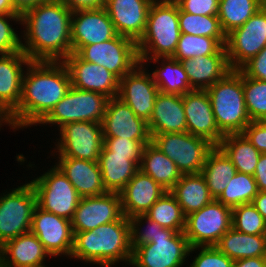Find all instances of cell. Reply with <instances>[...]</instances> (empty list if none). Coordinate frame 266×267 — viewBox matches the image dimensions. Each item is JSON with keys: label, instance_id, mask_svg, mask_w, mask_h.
I'll return each mask as SVG.
<instances>
[{"label": "cell", "instance_id": "1", "mask_svg": "<svg viewBox=\"0 0 266 267\" xmlns=\"http://www.w3.org/2000/svg\"><path fill=\"white\" fill-rule=\"evenodd\" d=\"M25 70L20 102L8 118L14 131L37 125L71 87L63 61H30Z\"/></svg>", "mask_w": 266, "mask_h": 267}, {"label": "cell", "instance_id": "2", "mask_svg": "<svg viewBox=\"0 0 266 267\" xmlns=\"http://www.w3.org/2000/svg\"><path fill=\"white\" fill-rule=\"evenodd\" d=\"M71 16L72 11L60 0L25 11L21 15L23 53L31 61H63L72 53Z\"/></svg>", "mask_w": 266, "mask_h": 267}, {"label": "cell", "instance_id": "3", "mask_svg": "<svg viewBox=\"0 0 266 267\" xmlns=\"http://www.w3.org/2000/svg\"><path fill=\"white\" fill-rule=\"evenodd\" d=\"M73 249L69 259L112 267L132 258L130 222L124 215L117 221L84 232H73Z\"/></svg>", "mask_w": 266, "mask_h": 267}, {"label": "cell", "instance_id": "4", "mask_svg": "<svg viewBox=\"0 0 266 267\" xmlns=\"http://www.w3.org/2000/svg\"><path fill=\"white\" fill-rule=\"evenodd\" d=\"M180 35L177 3L174 0H154L148 11L145 33L137 43L140 63L148 66L150 59L172 57Z\"/></svg>", "mask_w": 266, "mask_h": 267}, {"label": "cell", "instance_id": "5", "mask_svg": "<svg viewBox=\"0 0 266 267\" xmlns=\"http://www.w3.org/2000/svg\"><path fill=\"white\" fill-rule=\"evenodd\" d=\"M206 91L219 131L224 136L242 133L251 122L244 99L243 73L231 70Z\"/></svg>", "mask_w": 266, "mask_h": 267}, {"label": "cell", "instance_id": "6", "mask_svg": "<svg viewBox=\"0 0 266 267\" xmlns=\"http://www.w3.org/2000/svg\"><path fill=\"white\" fill-rule=\"evenodd\" d=\"M108 99L101 93L71 86L66 95L37 125H57L59 129L64 124L78 121L101 123Z\"/></svg>", "mask_w": 266, "mask_h": 267}, {"label": "cell", "instance_id": "7", "mask_svg": "<svg viewBox=\"0 0 266 267\" xmlns=\"http://www.w3.org/2000/svg\"><path fill=\"white\" fill-rule=\"evenodd\" d=\"M0 247L31 229L37 195L29 182L0 194Z\"/></svg>", "mask_w": 266, "mask_h": 267}, {"label": "cell", "instance_id": "8", "mask_svg": "<svg viewBox=\"0 0 266 267\" xmlns=\"http://www.w3.org/2000/svg\"><path fill=\"white\" fill-rule=\"evenodd\" d=\"M37 205L59 217L71 220L82 198L62 170L55 164L43 175L33 178Z\"/></svg>", "mask_w": 266, "mask_h": 267}, {"label": "cell", "instance_id": "9", "mask_svg": "<svg viewBox=\"0 0 266 267\" xmlns=\"http://www.w3.org/2000/svg\"><path fill=\"white\" fill-rule=\"evenodd\" d=\"M190 245L183 232L163 228V234L132 248V267H182L189 256Z\"/></svg>", "mask_w": 266, "mask_h": 267}, {"label": "cell", "instance_id": "10", "mask_svg": "<svg viewBox=\"0 0 266 267\" xmlns=\"http://www.w3.org/2000/svg\"><path fill=\"white\" fill-rule=\"evenodd\" d=\"M151 143L169 157L181 174L201 173L209 151L214 147L207 139L183 133H161Z\"/></svg>", "mask_w": 266, "mask_h": 267}, {"label": "cell", "instance_id": "11", "mask_svg": "<svg viewBox=\"0 0 266 267\" xmlns=\"http://www.w3.org/2000/svg\"><path fill=\"white\" fill-rule=\"evenodd\" d=\"M76 54L86 62L103 66L119 80L140 63L137 43L121 35L99 44L82 46Z\"/></svg>", "mask_w": 266, "mask_h": 267}, {"label": "cell", "instance_id": "12", "mask_svg": "<svg viewBox=\"0 0 266 267\" xmlns=\"http://www.w3.org/2000/svg\"><path fill=\"white\" fill-rule=\"evenodd\" d=\"M58 130L60 139L56 138L53 156L98 161L104 144L101 123L78 121L64 124Z\"/></svg>", "mask_w": 266, "mask_h": 267}, {"label": "cell", "instance_id": "13", "mask_svg": "<svg viewBox=\"0 0 266 267\" xmlns=\"http://www.w3.org/2000/svg\"><path fill=\"white\" fill-rule=\"evenodd\" d=\"M232 227V209L214 199L186 216L185 236L190 247L215 246Z\"/></svg>", "mask_w": 266, "mask_h": 267}, {"label": "cell", "instance_id": "14", "mask_svg": "<svg viewBox=\"0 0 266 267\" xmlns=\"http://www.w3.org/2000/svg\"><path fill=\"white\" fill-rule=\"evenodd\" d=\"M266 46V12L259 10L241 27L226 35L225 49L231 70H239Z\"/></svg>", "mask_w": 266, "mask_h": 267}, {"label": "cell", "instance_id": "15", "mask_svg": "<svg viewBox=\"0 0 266 267\" xmlns=\"http://www.w3.org/2000/svg\"><path fill=\"white\" fill-rule=\"evenodd\" d=\"M30 231L34 233L51 256H66L69 258L73 249L74 234L71 220L36 206Z\"/></svg>", "mask_w": 266, "mask_h": 267}, {"label": "cell", "instance_id": "16", "mask_svg": "<svg viewBox=\"0 0 266 267\" xmlns=\"http://www.w3.org/2000/svg\"><path fill=\"white\" fill-rule=\"evenodd\" d=\"M144 64L139 63L131 72L119 80L118 98L134 113L149 121L159 89L153 76Z\"/></svg>", "mask_w": 266, "mask_h": 267}, {"label": "cell", "instance_id": "17", "mask_svg": "<svg viewBox=\"0 0 266 267\" xmlns=\"http://www.w3.org/2000/svg\"><path fill=\"white\" fill-rule=\"evenodd\" d=\"M123 216L121 197L117 192L82 197L71 219L73 232H84L119 220Z\"/></svg>", "mask_w": 266, "mask_h": 267}, {"label": "cell", "instance_id": "18", "mask_svg": "<svg viewBox=\"0 0 266 267\" xmlns=\"http://www.w3.org/2000/svg\"><path fill=\"white\" fill-rule=\"evenodd\" d=\"M117 35L114 24L104 7L72 12V53H76L82 46L99 44Z\"/></svg>", "mask_w": 266, "mask_h": 267}, {"label": "cell", "instance_id": "19", "mask_svg": "<svg viewBox=\"0 0 266 267\" xmlns=\"http://www.w3.org/2000/svg\"><path fill=\"white\" fill-rule=\"evenodd\" d=\"M70 78L71 86L84 91L98 92L109 99L118 96L119 79L103 66L82 60L71 53L63 60Z\"/></svg>", "mask_w": 266, "mask_h": 267}, {"label": "cell", "instance_id": "20", "mask_svg": "<svg viewBox=\"0 0 266 267\" xmlns=\"http://www.w3.org/2000/svg\"><path fill=\"white\" fill-rule=\"evenodd\" d=\"M103 137L151 140L148 122L138 117L120 98L108 99L102 122Z\"/></svg>", "mask_w": 266, "mask_h": 267}, {"label": "cell", "instance_id": "21", "mask_svg": "<svg viewBox=\"0 0 266 267\" xmlns=\"http://www.w3.org/2000/svg\"><path fill=\"white\" fill-rule=\"evenodd\" d=\"M187 132L207 139L217 146L224 135L217 127L211 101L206 90H192L182 95Z\"/></svg>", "mask_w": 266, "mask_h": 267}, {"label": "cell", "instance_id": "22", "mask_svg": "<svg viewBox=\"0 0 266 267\" xmlns=\"http://www.w3.org/2000/svg\"><path fill=\"white\" fill-rule=\"evenodd\" d=\"M154 0H106V9L118 35L138 43L145 33L147 15Z\"/></svg>", "mask_w": 266, "mask_h": 267}, {"label": "cell", "instance_id": "23", "mask_svg": "<svg viewBox=\"0 0 266 267\" xmlns=\"http://www.w3.org/2000/svg\"><path fill=\"white\" fill-rule=\"evenodd\" d=\"M166 191L152 177L139 169L119 192L123 215L126 218L144 215Z\"/></svg>", "mask_w": 266, "mask_h": 267}, {"label": "cell", "instance_id": "24", "mask_svg": "<svg viewBox=\"0 0 266 267\" xmlns=\"http://www.w3.org/2000/svg\"><path fill=\"white\" fill-rule=\"evenodd\" d=\"M30 61L23 51L0 54V108L8 116L18 107L24 68Z\"/></svg>", "mask_w": 266, "mask_h": 267}, {"label": "cell", "instance_id": "25", "mask_svg": "<svg viewBox=\"0 0 266 267\" xmlns=\"http://www.w3.org/2000/svg\"><path fill=\"white\" fill-rule=\"evenodd\" d=\"M55 164L66 175L81 197L101 196L107 193L102 182L98 161L71 157H57Z\"/></svg>", "mask_w": 266, "mask_h": 267}, {"label": "cell", "instance_id": "26", "mask_svg": "<svg viewBox=\"0 0 266 267\" xmlns=\"http://www.w3.org/2000/svg\"><path fill=\"white\" fill-rule=\"evenodd\" d=\"M148 127L151 137L161 133L187 132L182 96L159 91Z\"/></svg>", "mask_w": 266, "mask_h": 267}, {"label": "cell", "instance_id": "27", "mask_svg": "<svg viewBox=\"0 0 266 267\" xmlns=\"http://www.w3.org/2000/svg\"><path fill=\"white\" fill-rule=\"evenodd\" d=\"M5 267H37L50 257L31 231L6 241L1 247Z\"/></svg>", "mask_w": 266, "mask_h": 267}, {"label": "cell", "instance_id": "28", "mask_svg": "<svg viewBox=\"0 0 266 267\" xmlns=\"http://www.w3.org/2000/svg\"><path fill=\"white\" fill-rule=\"evenodd\" d=\"M141 157L113 155L103 145L98 163L106 191L119 193L139 170Z\"/></svg>", "mask_w": 266, "mask_h": 267}, {"label": "cell", "instance_id": "29", "mask_svg": "<svg viewBox=\"0 0 266 267\" xmlns=\"http://www.w3.org/2000/svg\"><path fill=\"white\" fill-rule=\"evenodd\" d=\"M181 63L192 90H206L231 71L227 55L194 57Z\"/></svg>", "mask_w": 266, "mask_h": 267}, {"label": "cell", "instance_id": "30", "mask_svg": "<svg viewBox=\"0 0 266 267\" xmlns=\"http://www.w3.org/2000/svg\"><path fill=\"white\" fill-rule=\"evenodd\" d=\"M169 192L175 197L185 216L199 211L215 199L201 173L182 174Z\"/></svg>", "mask_w": 266, "mask_h": 267}, {"label": "cell", "instance_id": "31", "mask_svg": "<svg viewBox=\"0 0 266 267\" xmlns=\"http://www.w3.org/2000/svg\"><path fill=\"white\" fill-rule=\"evenodd\" d=\"M139 169L169 191L181 178L176 164L152 143L142 151Z\"/></svg>", "mask_w": 266, "mask_h": 267}, {"label": "cell", "instance_id": "32", "mask_svg": "<svg viewBox=\"0 0 266 267\" xmlns=\"http://www.w3.org/2000/svg\"><path fill=\"white\" fill-rule=\"evenodd\" d=\"M233 261L266 256L264 236L239 232L231 227L215 245Z\"/></svg>", "mask_w": 266, "mask_h": 267}, {"label": "cell", "instance_id": "33", "mask_svg": "<svg viewBox=\"0 0 266 267\" xmlns=\"http://www.w3.org/2000/svg\"><path fill=\"white\" fill-rule=\"evenodd\" d=\"M236 172V167L227 155L218 146H214L206 156L201 174L210 194L216 199Z\"/></svg>", "mask_w": 266, "mask_h": 267}, {"label": "cell", "instance_id": "34", "mask_svg": "<svg viewBox=\"0 0 266 267\" xmlns=\"http://www.w3.org/2000/svg\"><path fill=\"white\" fill-rule=\"evenodd\" d=\"M217 146L227 155L237 172L254 175L261 153L243 133L225 135Z\"/></svg>", "mask_w": 266, "mask_h": 267}, {"label": "cell", "instance_id": "35", "mask_svg": "<svg viewBox=\"0 0 266 267\" xmlns=\"http://www.w3.org/2000/svg\"><path fill=\"white\" fill-rule=\"evenodd\" d=\"M150 60L153 63H161V66L159 68L156 66V69L151 73L160 92L182 96L192 91L181 62L172 57H157Z\"/></svg>", "mask_w": 266, "mask_h": 267}, {"label": "cell", "instance_id": "36", "mask_svg": "<svg viewBox=\"0 0 266 267\" xmlns=\"http://www.w3.org/2000/svg\"><path fill=\"white\" fill-rule=\"evenodd\" d=\"M150 220L157 222L163 228L183 232L186 226V216L175 197L166 191L144 214Z\"/></svg>", "mask_w": 266, "mask_h": 267}, {"label": "cell", "instance_id": "37", "mask_svg": "<svg viewBox=\"0 0 266 267\" xmlns=\"http://www.w3.org/2000/svg\"><path fill=\"white\" fill-rule=\"evenodd\" d=\"M259 10V0H219L217 16L227 35L241 27Z\"/></svg>", "mask_w": 266, "mask_h": 267}, {"label": "cell", "instance_id": "38", "mask_svg": "<svg viewBox=\"0 0 266 267\" xmlns=\"http://www.w3.org/2000/svg\"><path fill=\"white\" fill-rule=\"evenodd\" d=\"M206 55H227L225 46L216 38L181 34L172 58L181 62L185 59Z\"/></svg>", "mask_w": 266, "mask_h": 267}, {"label": "cell", "instance_id": "39", "mask_svg": "<svg viewBox=\"0 0 266 267\" xmlns=\"http://www.w3.org/2000/svg\"><path fill=\"white\" fill-rule=\"evenodd\" d=\"M258 192L254 176L236 172L216 200L233 209L242 204L252 203Z\"/></svg>", "mask_w": 266, "mask_h": 267}, {"label": "cell", "instance_id": "40", "mask_svg": "<svg viewBox=\"0 0 266 267\" xmlns=\"http://www.w3.org/2000/svg\"><path fill=\"white\" fill-rule=\"evenodd\" d=\"M179 27L181 34L208 36L216 38L223 46L226 44V34L218 16L194 15L179 9Z\"/></svg>", "mask_w": 266, "mask_h": 267}, {"label": "cell", "instance_id": "41", "mask_svg": "<svg viewBox=\"0 0 266 267\" xmlns=\"http://www.w3.org/2000/svg\"><path fill=\"white\" fill-rule=\"evenodd\" d=\"M243 90L251 121L266 120V82L243 74Z\"/></svg>", "mask_w": 266, "mask_h": 267}, {"label": "cell", "instance_id": "42", "mask_svg": "<svg viewBox=\"0 0 266 267\" xmlns=\"http://www.w3.org/2000/svg\"><path fill=\"white\" fill-rule=\"evenodd\" d=\"M266 221L252 203L232 209V227L242 233L263 235Z\"/></svg>", "mask_w": 266, "mask_h": 267}, {"label": "cell", "instance_id": "43", "mask_svg": "<svg viewBox=\"0 0 266 267\" xmlns=\"http://www.w3.org/2000/svg\"><path fill=\"white\" fill-rule=\"evenodd\" d=\"M128 219L130 222L132 248L151 243L152 238H156L158 235L163 234V227L157 222L150 220L145 215H136ZM144 223H146L147 226L145 229L143 228L145 226Z\"/></svg>", "mask_w": 266, "mask_h": 267}, {"label": "cell", "instance_id": "44", "mask_svg": "<svg viewBox=\"0 0 266 267\" xmlns=\"http://www.w3.org/2000/svg\"><path fill=\"white\" fill-rule=\"evenodd\" d=\"M196 250L199 251V254L193 257L194 260H192L193 262L190 263L189 267H233L234 261L222 253L216 246L191 247L189 255Z\"/></svg>", "mask_w": 266, "mask_h": 267}, {"label": "cell", "instance_id": "45", "mask_svg": "<svg viewBox=\"0 0 266 267\" xmlns=\"http://www.w3.org/2000/svg\"><path fill=\"white\" fill-rule=\"evenodd\" d=\"M12 20L21 25V15H0V54L22 51V38L10 25Z\"/></svg>", "mask_w": 266, "mask_h": 267}, {"label": "cell", "instance_id": "46", "mask_svg": "<svg viewBox=\"0 0 266 267\" xmlns=\"http://www.w3.org/2000/svg\"><path fill=\"white\" fill-rule=\"evenodd\" d=\"M104 146L113 153L120 156H142L143 148L151 140H131L124 137H103Z\"/></svg>", "mask_w": 266, "mask_h": 267}, {"label": "cell", "instance_id": "47", "mask_svg": "<svg viewBox=\"0 0 266 267\" xmlns=\"http://www.w3.org/2000/svg\"><path fill=\"white\" fill-rule=\"evenodd\" d=\"M181 11L201 16H217L219 0H174Z\"/></svg>", "mask_w": 266, "mask_h": 267}, {"label": "cell", "instance_id": "48", "mask_svg": "<svg viewBox=\"0 0 266 267\" xmlns=\"http://www.w3.org/2000/svg\"><path fill=\"white\" fill-rule=\"evenodd\" d=\"M239 70L249 78L266 82V46Z\"/></svg>", "mask_w": 266, "mask_h": 267}, {"label": "cell", "instance_id": "49", "mask_svg": "<svg viewBox=\"0 0 266 267\" xmlns=\"http://www.w3.org/2000/svg\"><path fill=\"white\" fill-rule=\"evenodd\" d=\"M242 133L261 154L266 152V120L251 121Z\"/></svg>", "mask_w": 266, "mask_h": 267}, {"label": "cell", "instance_id": "50", "mask_svg": "<svg viewBox=\"0 0 266 267\" xmlns=\"http://www.w3.org/2000/svg\"><path fill=\"white\" fill-rule=\"evenodd\" d=\"M72 12L77 10L100 9L106 0H60Z\"/></svg>", "mask_w": 266, "mask_h": 267}, {"label": "cell", "instance_id": "51", "mask_svg": "<svg viewBox=\"0 0 266 267\" xmlns=\"http://www.w3.org/2000/svg\"><path fill=\"white\" fill-rule=\"evenodd\" d=\"M253 176L257 183L258 191H266V152L260 155Z\"/></svg>", "mask_w": 266, "mask_h": 267}, {"label": "cell", "instance_id": "52", "mask_svg": "<svg viewBox=\"0 0 266 267\" xmlns=\"http://www.w3.org/2000/svg\"><path fill=\"white\" fill-rule=\"evenodd\" d=\"M233 267H266V256L239 259L234 261Z\"/></svg>", "mask_w": 266, "mask_h": 267}, {"label": "cell", "instance_id": "53", "mask_svg": "<svg viewBox=\"0 0 266 267\" xmlns=\"http://www.w3.org/2000/svg\"><path fill=\"white\" fill-rule=\"evenodd\" d=\"M48 0H12L14 8L22 15L25 11Z\"/></svg>", "mask_w": 266, "mask_h": 267}, {"label": "cell", "instance_id": "54", "mask_svg": "<svg viewBox=\"0 0 266 267\" xmlns=\"http://www.w3.org/2000/svg\"><path fill=\"white\" fill-rule=\"evenodd\" d=\"M252 204L266 221V191H259L254 197Z\"/></svg>", "mask_w": 266, "mask_h": 267}, {"label": "cell", "instance_id": "55", "mask_svg": "<svg viewBox=\"0 0 266 267\" xmlns=\"http://www.w3.org/2000/svg\"><path fill=\"white\" fill-rule=\"evenodd\" d=\"M0 15H21L13 6L12 0H0Z\"/></svg>", "mask_w": 266, "mask_h": 267}, {"label": "cell", "instance_id": "56", "mask_svg": "<svg viewBox=\"0 0 266 267\" xmlns=\"http://www.w3.org/2000/svg\"><path fill=\"white\" fill-rule=\"evenodd\" d=\"M9 116L0 108V125H8Z\"/></svg>", "mask_w": 266, "mask_h": 267}, {"label": "cell", "instance_id": "57", "mask_svg": "<svg viewBox=\"0 0 266 267\" xmlns=\"http://www.w3.org/2000/svg\"><path fill=\"white\" fill-rule=\"evenodd\" d=\"M259 9L266 12V0H259Z\"/></svg>", "mask_w": 266, "mask_h": 267}, {"label": "cell", "instance_id": "58", "mask_svg": "<svg viewBox=\"0 0 266 267\" xmlns=\"http://www.w3.org/2000/svg\"><path fill=\"white\" fill-rule=\"evenodd\" d=\"M0 267H5L1 249H0Z\"/></svg>", "mask_w": 266, "mask_h": 267}, {"label": "cell", "instance_id": "59", "mask_svg": "<svg viewBox=\"0 0 266 267\" xmlns=\"http://www.w3.org/2000/svg\"><path fill=\"white\" fill-rule=\"evenodd\" d=\"M264 244H265V252H266V226H265V229H264Z\"/></svg>", "mask_w": 266, "mask_h": 267}, {"label": "cell", "instance_id": "60", "mask_svg": "<svg viewBox=\"0 0 266 267\" xmlns=\"http://www.w3.org/2000/svg\"><path fill=\"white\" fill-rule=\"evenodd\" d=\"M37 267H47V266H46V264H44V265H41V266H37Z\"/></svg>", "mask_w": 266, "mask_h": 267}]
</instances>
